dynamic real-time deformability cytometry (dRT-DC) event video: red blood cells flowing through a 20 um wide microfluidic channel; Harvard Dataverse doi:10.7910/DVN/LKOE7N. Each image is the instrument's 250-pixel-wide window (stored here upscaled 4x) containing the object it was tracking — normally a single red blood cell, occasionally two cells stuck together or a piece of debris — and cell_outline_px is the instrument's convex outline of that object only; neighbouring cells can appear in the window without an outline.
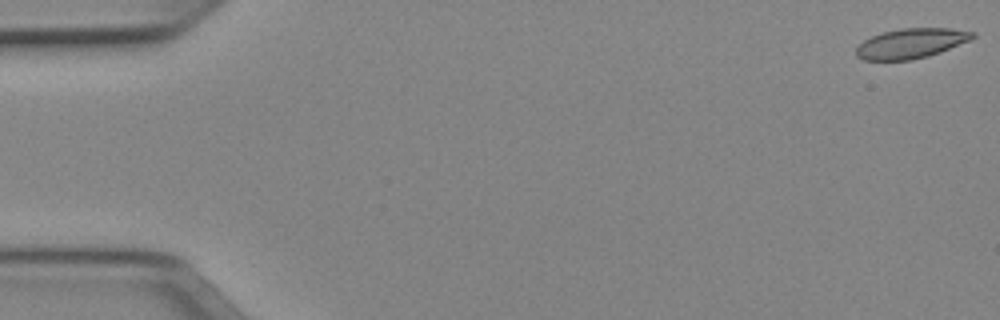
{"species": "Egyptian fruit bat (a non-hibernating species)", "species_latin": "Rousettus aegyptiacus", "temperature_condition": "cold", "stored_images_in_passage": 51, "camera_frame_rate_fps": 3000, "um_per_image_px": 0.085, "animal": {"sex": "female"}, "frame": {"image": 1, "passage_image": 1, "time_ms": 0.0, "image_size_px": [1000, 320], "cell_outline_px": [[976, 36], [968, 40], [940, 52], [928, 56], [912, 60], [864, 60], [856, 56], [856, 48], [864, 40], [872, 36], [884, 32], [900, 28], [948, 28], [976, 32]], "centroid_in_image_um": [77.42, 3.69], "position_along_channel_um": 7.6, "area_um2": 20.11}}
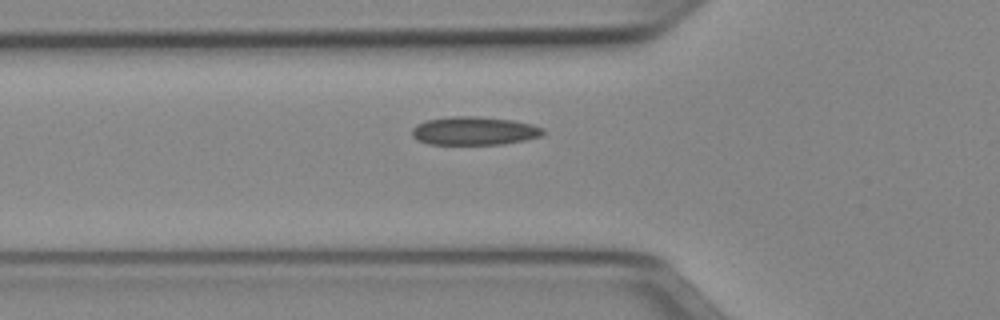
{"frame": {"image": 2, "passage_image": 18, "time_ms": 5.667, "image_size_px": [1000, 320], "cell_outline_px": [[544, 132], [540, 136], [524, 140], [500, 144], [428, 144], [416, 140], [412, 136], [412, 128], [416, 124], [428, 120], [452, 116], [476, 116], [512, 120], [532, 124], [544, 128]], "centroid_in_image_um": [40.28, 11.12], "position_along_channel_um": 85.5, "area_um2": 21.62}}
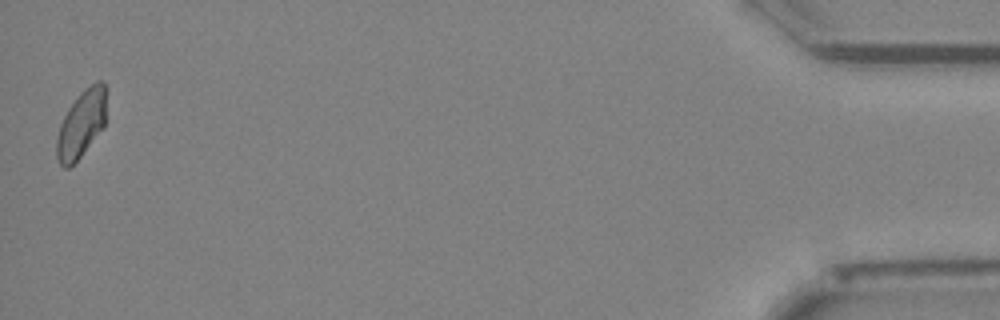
{"frame": {"image": 3, "passage_image": 51, "time_ms": 16.667, "image_size_px": [1000, 320], "cell_outline_px": [[104, 124], [80, 156], [68, 168], [64, 168], [60, 164], [56, 156], [56, 140], [60, 124], [68, 108], [80, 92], [84, 88], [96, 80], [104, 80]], "centroid_in_image_um": [6.87, 10.51], "position_along_channel_um": 428.3, "area_um2": 18.9}, "authors_computed_cell_mechanics": {"area_um2": 20.6924, "velocity_mm_per_s": 3.9476, "shape_relaxation_time_tau1_ms": null, "shape_relaxation_time_tau2_ms": 3.962, "deformation_change_tau1": null, "deformation_change_tau2": 0.0794}}